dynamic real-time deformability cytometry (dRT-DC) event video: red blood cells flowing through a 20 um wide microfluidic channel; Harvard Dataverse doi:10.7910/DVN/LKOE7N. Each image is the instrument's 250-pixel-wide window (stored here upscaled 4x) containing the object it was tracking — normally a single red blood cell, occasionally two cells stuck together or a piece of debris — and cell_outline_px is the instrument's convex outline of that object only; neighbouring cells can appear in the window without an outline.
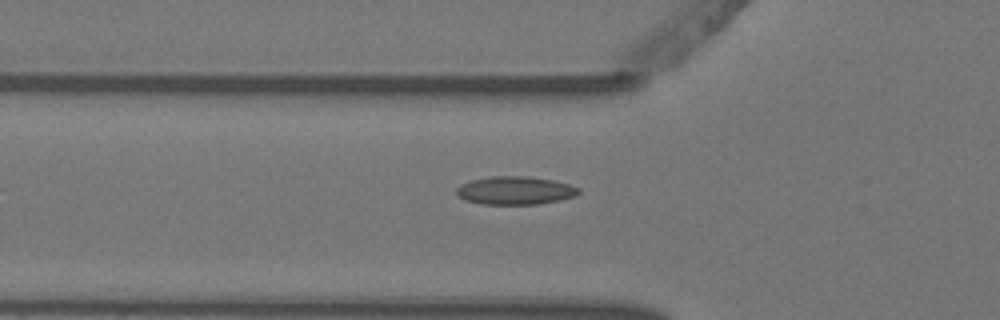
{"species": "Egyptian fruit bat (a non-hibernating species)", "species_latin": "Rousettus aegyptiacus", "temperature_condition": "warm", "stored_images_in_passage": 4, "camera_frame_rate_fps": 3000, "um_per_image_px": 0.085, "animal": {"sex": "female"}, "frame": {"image": 1, "passage_image": 4, "time_ms": 1.0, "image_size_px": [1000, 320], "cell_outline_px": [[580, 192], [576, 196], [560, 200], [536, 204], [480, 204], [464, 200], [456, 192], [456, 188], [460, 184], [472, 180], [488, 176], [528, 176], [552, 180], [568, 184], [580, 188]], "centroid_in_image_um": [43.78, 16.19], "position_along_channel_um": 82.0, "area_um2": 20.11}}